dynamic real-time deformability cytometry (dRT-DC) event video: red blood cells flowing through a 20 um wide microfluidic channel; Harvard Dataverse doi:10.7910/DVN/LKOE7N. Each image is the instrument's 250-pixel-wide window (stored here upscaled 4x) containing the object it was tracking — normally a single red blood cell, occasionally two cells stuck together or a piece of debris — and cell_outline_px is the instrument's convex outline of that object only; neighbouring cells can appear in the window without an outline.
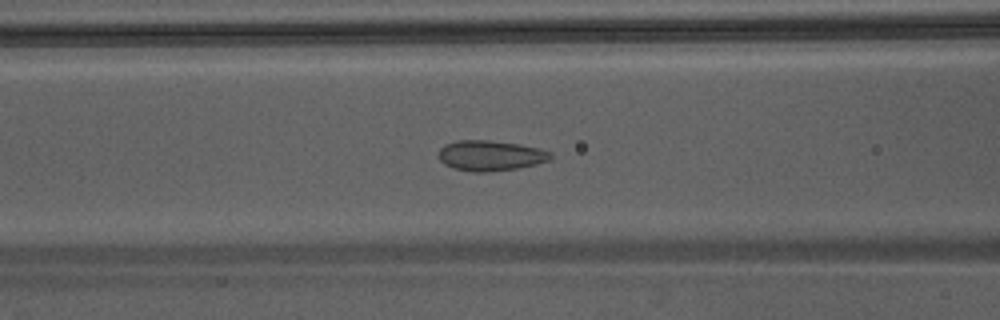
{"species": "Egyptian fruit bat (a non-hibernating species)", "species_latin": "Rousettus aegyptiacus", "temperature_condition": "warm", "stored_images_in_passage": 49, "camera_frame_rate_fps": 3000, "um_per_image_px": 0.085, "animal": {"sex": "male"}, "frame": {"image": 1, "passage_image": 22, "time_ms": 7.0, "image_size_px": [1000, 320], "cell_outline_px": [[552, 156], [548, 160], [536, 164], [516, 168], [484, 172], [472, 172], [452, 168], [444, 164], [436, 156], [440, 148], [444, 144], [456, 140], [488, 140], [520, 144], [540, 148], [552, 152]], "centroid_in_image_um": [41.64, 13.21], "position_along_channel_um": 125.0, "area_um2": 20.0}}
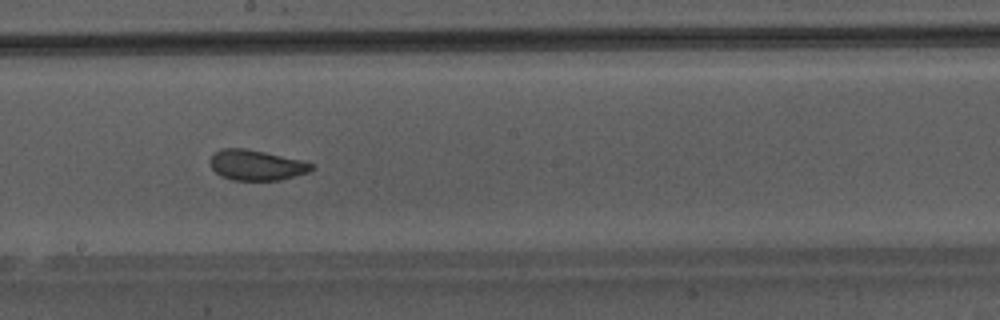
{"frame": {"image": 2, "passage_image": 29, "time_ms": 9.333, "image_size_px": [1000, 320], "cell_outline_px": [[316, 168], [308, 172], [280, 180], [232, 180], [220, 176], [212, 168], [208, 160], [220, 148], [244, 148], [264, 152], [300, 160], [316, 164]], "centroid_in_image_um": [21.79, 14.04], "position_along_channel_um": 226.4, "area_um2": 17.98}}
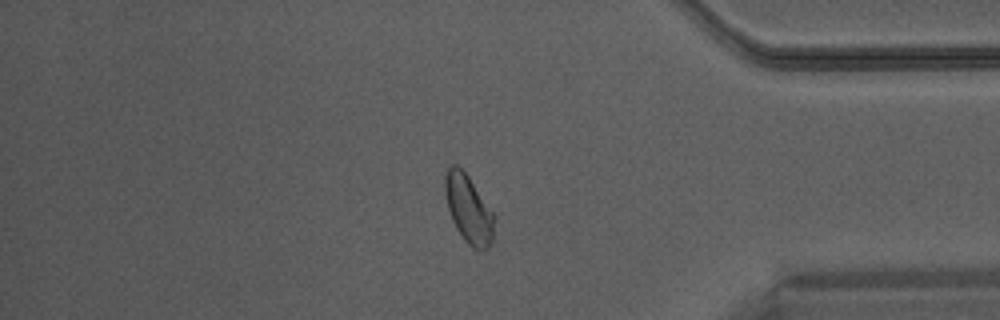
{"frame": {"image": 3, "passage_image": 42, "time_ms": 13.667, "image_size_px": [1000, 320], "cell_outline_px": [[496, 216], [492, 240], [488, 248], [480, 252], [472, 248], [464, 240], [456, 228], [452, 220], [448, 208], [444, 192], [444, 176], [448, 168], [452, 164], [456, 164], [468, 176]], "centroid_in_image_um": [39.83, 17.8], "position_along_channel_um": 395.4, "area_um2": 19.71}}